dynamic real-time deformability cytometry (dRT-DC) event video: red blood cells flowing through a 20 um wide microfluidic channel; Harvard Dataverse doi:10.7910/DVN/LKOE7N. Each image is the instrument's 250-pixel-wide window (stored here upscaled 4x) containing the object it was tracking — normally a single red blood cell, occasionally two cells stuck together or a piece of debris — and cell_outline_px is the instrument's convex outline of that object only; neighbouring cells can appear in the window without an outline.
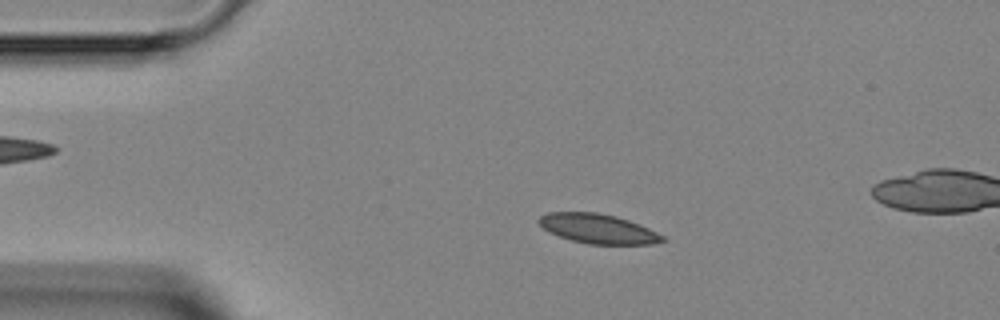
{"species": "Egyptian fruit bat (a non-hibernating species)", "species_latin": "Rousettus aegyptiacus", "temperature_condition": "room temperature", "stored_images_in_passage": 4, "camera_frame_rate_fps": 3000, "um_per_image_px": 0.085, "animal": {"sex": "female"}, "frame": {"image": 1, "passage_image": 2, "time_ms": 1.333, "image_size_px": [1000, 320], "cell_outline_px": [[668, 240], [652, 244], [588, 244], [572, 240], [548, 232], [536, 220], [540, 216], [548, 212], [596, 212], [616, 216], [640, 224], [664, 236]], "centroid_in_image_um": [50.83, 19.44], "position_along_channel_um": 34.2, "area_um2": 21.27}}